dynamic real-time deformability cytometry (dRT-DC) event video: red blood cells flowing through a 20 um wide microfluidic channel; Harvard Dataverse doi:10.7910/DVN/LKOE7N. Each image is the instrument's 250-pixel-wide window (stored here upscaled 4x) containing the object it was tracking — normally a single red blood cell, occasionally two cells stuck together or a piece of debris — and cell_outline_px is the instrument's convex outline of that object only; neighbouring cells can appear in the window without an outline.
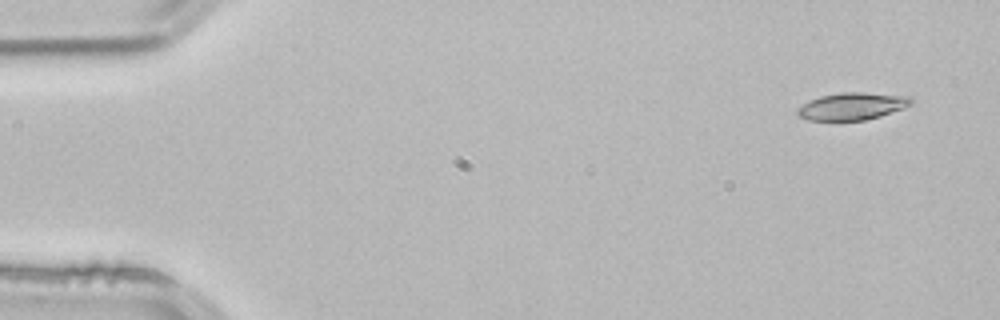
{"species": "common noctule bat (a hibernating species)", "species_latin": "Nyctalus noctula", "temperature_condition": "room temperature", "stored_images_in_passage": 4, "camera_frame_rate_fps": 3000, "um_per_image_px": 0.085, "animal": {"sex": "male", "body_mass_g": 21.5, "forearm_length_mm": 52.0}, "frame": {"image": 1, "passage_image": 1, "time_ms": 0.0, "image_size_px": [1000, 320], "cell_outline_px": [[912, 104], [904, 108], [880, 116], [864, 120], [808, 120], [800, 116], [796, 112], [796, 108], [808, 100], [820, 96], [840, 92], [864, 92], [912, 96]], "centroid_in_image_um": [72.43, 9.01], "position_along_channel_um": 12.6, "area_um2": 18.21}}
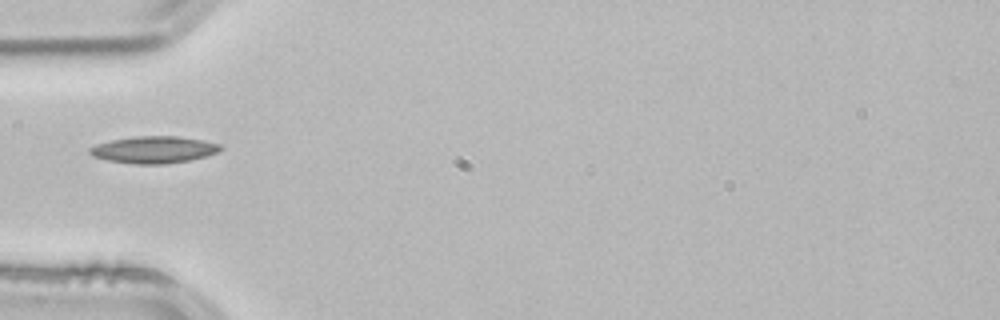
{"frame": {"image": 2, "passage_image": 4, "time_ms": 1.0, "image_size_px": [1000, 320], "cell_outline_px": [[224, 148], [220, 152], [188, 160], [164, 164], [132, 164], [108, 160], [92, 156], [88, 152], [88, 148], [96, 144], [112, 140], [132, 136], [180, 136], [220, 144]], "centroid_in_image_um": [13.06, 12.72], "position_along_channel_um": 71.9, "area_um2": 20.58}}